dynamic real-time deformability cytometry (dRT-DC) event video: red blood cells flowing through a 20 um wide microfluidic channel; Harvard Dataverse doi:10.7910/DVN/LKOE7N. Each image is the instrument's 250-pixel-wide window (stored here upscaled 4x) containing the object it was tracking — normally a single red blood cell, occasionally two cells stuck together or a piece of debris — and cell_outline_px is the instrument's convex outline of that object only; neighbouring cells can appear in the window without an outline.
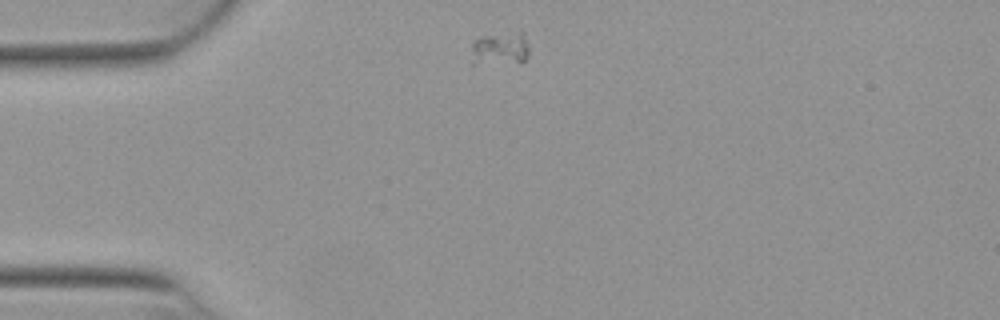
{"species": "Egyptian fruit bat (a non-hibernating species)", "species_latin": "Rousettus aegyptiacus", "temperature_condition": "warm", "stored_images_in_passage": 43, "camera_frame_rate_fps": 3000, "um_per_image_px": 0.085, "animal": {"sex": "female"}, "frame": {"image": 1, "passage_image": 1, "time_ms": 0.0, "image_size_px": [1000, 320], "cell_outline_px": [[528, 56], [520, 64], [468, 64], [472, 44], [476, 40], [484, 36], [520, 32], [524, 32], [528, 44]], "centroid_in_image_um": [42.48, 4.2], "position_along_channel_um": 42.5, "area_um2": 11.68}}
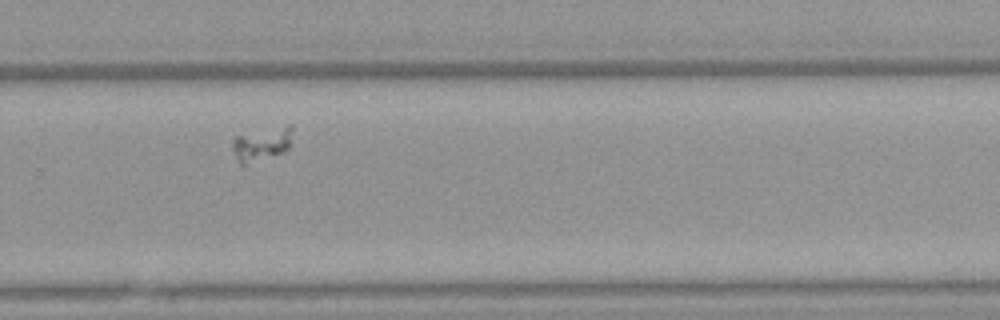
{"frame": {"image": 2, "passage_image": 25, "time_ms": 8.0, "image_size_px": [1000, 320], "cell_outline_px": [[292, 128], [288, 148], [284, 152], [244, 168], [240, 164], [232, 148], [232, 140], [236, 136], [288, 124], [292, 124]], "centroid_in_image_um": [22.23, 12.3], "position_along_channel_um": 307.6, "area_um2": 11.96}}
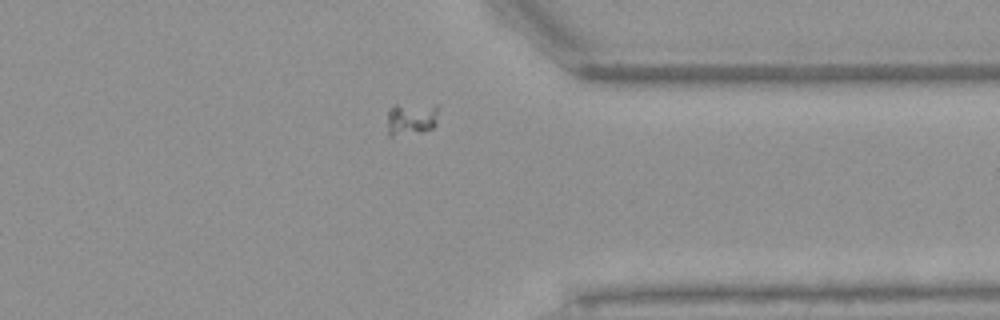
{"frame": {"image": 3, "passage_image": 31, "time_ms": 10.0, "image_size_px": [1000, 320], "cell_outline_px": [[440, 108], [436, 124], [432, 128], [424, 132], [392, 136], [388, 136], [388, 112], [392, 104], [440, 104]], "centroid_in_image_um": [35.01, 10.07], "position_along_channel_um": 376.4, "area_um2": 10.23}}